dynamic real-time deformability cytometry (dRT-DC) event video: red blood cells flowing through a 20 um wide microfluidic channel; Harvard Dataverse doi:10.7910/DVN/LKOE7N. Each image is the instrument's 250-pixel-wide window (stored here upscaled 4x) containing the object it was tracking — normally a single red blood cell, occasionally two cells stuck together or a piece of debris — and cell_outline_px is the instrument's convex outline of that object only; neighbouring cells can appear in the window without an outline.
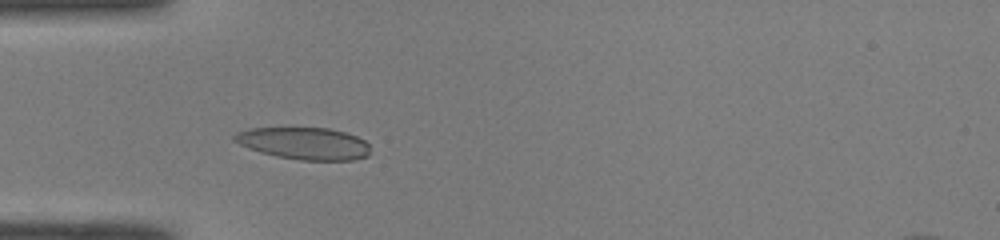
{"species": "common noctule bat (a hibernating species)", "species_latin": "Nyctalus noctula", "temperature_condition": "room temperature", "stored_images_in_passage": 33, "camera_frame_rate_fps": 3000, "um_per_image_px": 0.085, "animal": {"sex": "male", "body_mass_g": 19.0, "forearm_length_mm": 50.8}, "frame": {"image": 1, "passage_image": 5, "time_ms": 1.333, "image_size_px": [1000, 240], "cell_outline_px": [[368, 156], [352, 160], [300, 160], [276, 156], [260, 152], [248, 148], [232, 140], [232, 136], [236, 132], [248, 128], [328, 128], [344, 132], [356, 136], [364, 140], [368, 144]], "centroid_in_image_um": [25.81, 12.18], "position_along_channel_um": 59.2, "area_um2": 25.37}}
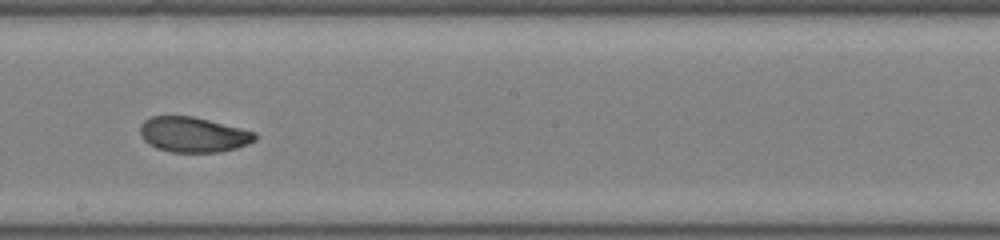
{"frame": {"image": 2, "passage_image": 18, "time_ms": 5.667, "image_size_px": [1000, 240], "cell_outline_px": [[256, 140], [248, 144], [236, 148], [220, 152], [168, 152], [156, 148], [148, 144], [140, 136], [140, 124], [144, 120], [152, 116], [192, 116], [256, 132]], "centroid_in_image_um": [16.39, 11.45], "position_along_channel_um": 231.8, "area_um2": 23.64}}
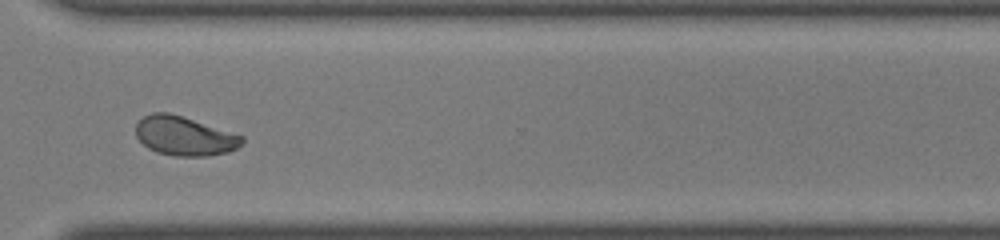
{"frame": {"image": 3, "passage_image": 27, "time_ms": 8.667, "image_size_px": [1000, 240], "cell_outline_px": [[244, 140], [236, 148], [228, 152], [208, 156], [176, 156], [156, 152], [148, 148], [136, 136], [136, 124], [144, 116], [152, 112], [168, 112], [244, 136]], "centroid_in_image_um": [15.66, 11.56], "position_along_channel_um": 354.9, "area_um2": 23.99}, "authors_computed_cell_mechanics": {"area_um2": 24.3338, "velocity_mm_per_s": 4.0817, "shape_relaxation_time_tau1_ms": 7.6442, "shape_relaxation_time_tau2_ms": 1.1921, "deformation_change_tau1": 0.2021, "deformation_change_tau2": 0.0527}}